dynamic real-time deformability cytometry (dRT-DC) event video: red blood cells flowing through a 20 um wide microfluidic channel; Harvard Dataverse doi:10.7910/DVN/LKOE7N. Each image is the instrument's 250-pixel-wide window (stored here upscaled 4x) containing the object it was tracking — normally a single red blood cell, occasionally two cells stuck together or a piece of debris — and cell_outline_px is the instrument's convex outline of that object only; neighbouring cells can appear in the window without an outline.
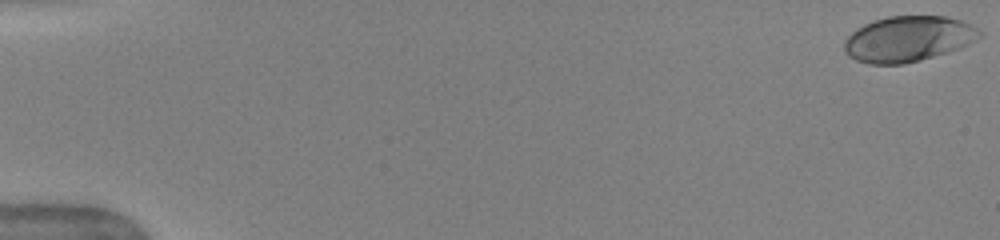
{"species": "human", "species_latin": "Homo sapiens", "temperature_condition": "warm", "stored_images_in_passage": 51, "camera_frame_rate_fps": 3000, "um_per_image_px": 0.085, "donor": {"sex": "female"}, "frame": {"image": 1, "passage_image": 1, "time_ms": 0.0, "image_size_px": [1000, 240], "cell_outline_px": [[984, 36], [968, 44], [932, 56], [904, 64], [868, 64], [856, 60], [848, 56], [844, 52], [844, 40], [856, 28], [872, 20], [888, 16], [944, 16], [960, 20], [976, 28]], "centroid_in_image_um": [77.13, 3.3], "position_along_channel_um": 7.9, "area_um2": 35.72}}
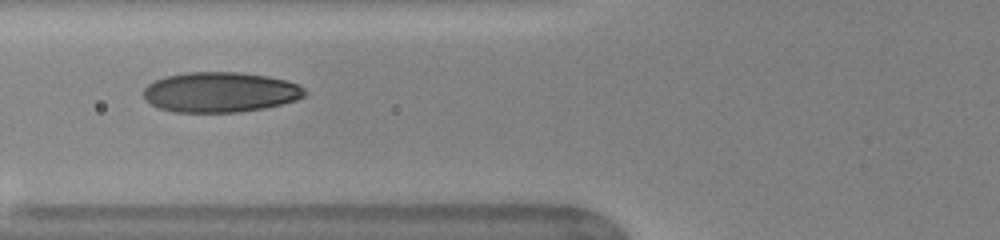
{"frame": {"image": 2, "passage_image": 21, "time_ms": 6.667, "image_size_px": [1000, 240], "cell_outline_px": [[308, 92], [304, 96], [296, 100], [264, 108], [240, 112], [172, 112], [160, 108], [144, 100], [144, 88], [148, 84], [164, 76], [188, 72], [240, 72], [268, 76], [288, 80], [304, 88]], "centroid_in_image_um": [18.72, 7.83], "position_along_channel_um": 107.1, "area_um2": 37.92}}
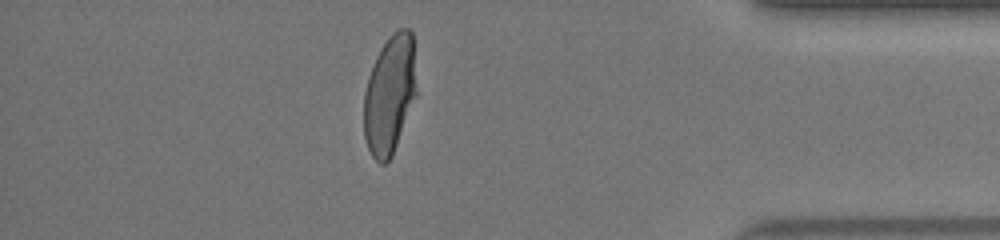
{"frame": {"image": 3, "passage_image": 45, "time_ms": 14.667, "image_size_px": [1000, 240], "cell_outline_px": [[416, 96], [392, 156], [384, 164], [380, 164], [372, 156], [368, 148], [364, 136], [364, 92], [368, 76], [376, 56], [380, 48], [392, 32], [400, 28], [408, 28], [412, 32], [416, 88]], "centroid_in_image_um": [33.11, 8.03], "position_along_channel_um": 402.1, "area_um2": 36.41}, "authors_computed_cell_mechanics": {"area_um2": 37.1076, "velocity_mm_per_s": 4.0458, "shape_relaxation_time_tau1_ms": 3.7655, "shape_relaxation_time_tau2_ms": null, "deformation_change_tau1": 0.1989, "deformation_change_tau2": null}}